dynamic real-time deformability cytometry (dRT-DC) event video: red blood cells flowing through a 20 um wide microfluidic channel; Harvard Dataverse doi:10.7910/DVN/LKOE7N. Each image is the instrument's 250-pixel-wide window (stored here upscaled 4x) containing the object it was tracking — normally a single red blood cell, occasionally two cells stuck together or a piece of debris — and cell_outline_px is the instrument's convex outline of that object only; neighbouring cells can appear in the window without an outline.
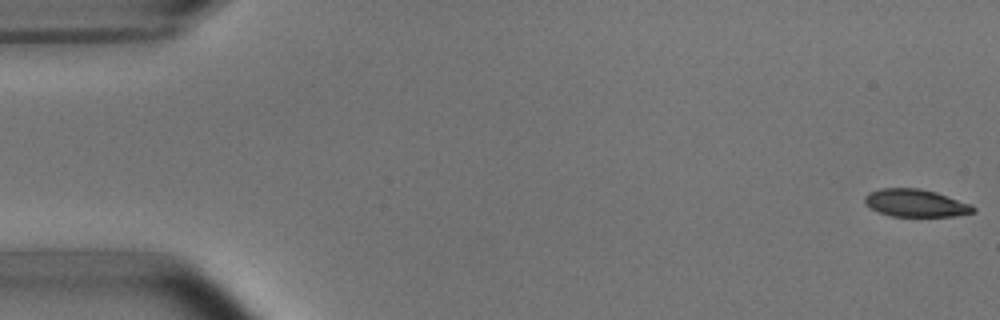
{"species": "common noctule bat (a hibernating species)", "species_latin": "Nyctalus noctula", "temperature_condition": "room temperature", "stored_images_in_passage": 16, "camera_frame_rate_fps": 3000, "um_per_image_px": 0.085, "animal": {"sex": "male", "body_mass_g": 15.6}, "frame": {"image": 1, "passage_image": 1, "time_ms": 0.0, "image_size_px": [1000, 320], "cell_outline_px": [[976, 212], [956, 216], [892, 216], [880, 212], [872, 208], [864, 200], [864, 196], [868, 192], [880, 188], [920, 188], [936, 192], [972, 204], [976, 208]], "centroid_in_image_um": [77.87, 17.25], "position_along_channel_um": 7.1, "area_um2": 17.46}}
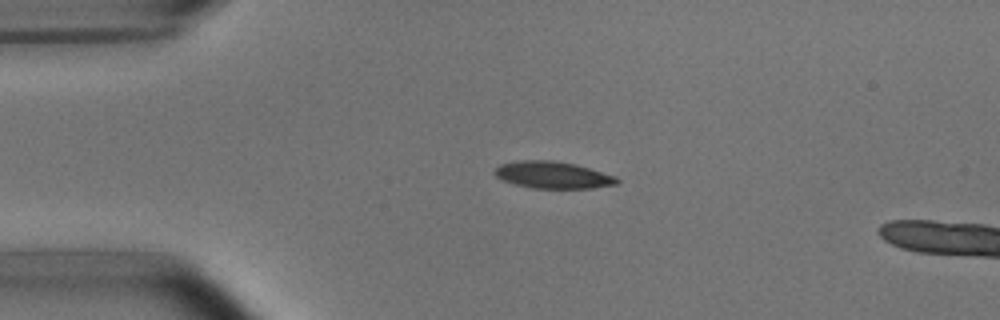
{"frame": {"image": 2, "passage_image": 12, "time_ms": 3.667, "image_size_px": [1000, 320], "cell_outline_px": [[620, 180], [616, 184], [592, 188], [532, 188], [516, 184], [504, 180], [496, 176], [492, 172], [500, 164], [520, 160], [552, 160], [576, 164], [616, 176]], "centroid_in_image_um": [46.99, 14.86], "position_along_channel_um": 38.0, "area_um2": 19.13}}